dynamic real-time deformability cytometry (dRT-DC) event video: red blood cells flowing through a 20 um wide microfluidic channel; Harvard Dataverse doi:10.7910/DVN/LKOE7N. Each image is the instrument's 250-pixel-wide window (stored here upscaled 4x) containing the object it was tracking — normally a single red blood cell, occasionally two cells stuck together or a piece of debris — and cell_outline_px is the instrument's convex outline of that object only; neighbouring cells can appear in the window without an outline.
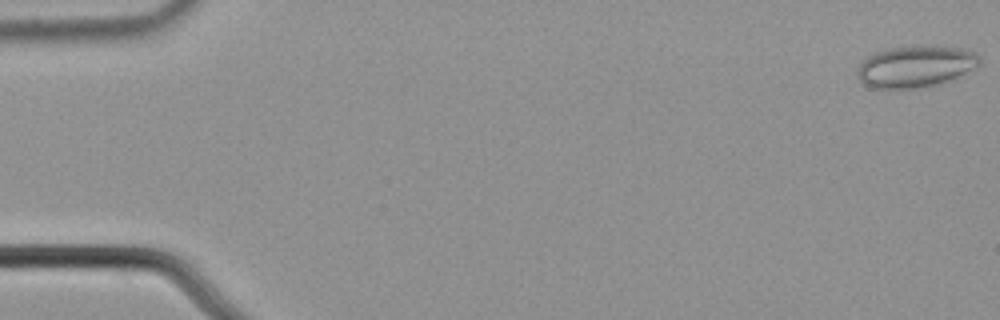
{"species": "common noctule bat (a hibernating species)", "species_latin": "Nyctalus noctula", "temperature_condition": "cold", "stored_images_in_passage": 4, "camera_frame_rate_fps": 3000, "um_per_image_px": 0.085, "animal": {"sex": "male", "body_mass_g": 21.5, "forearm_length_mm": 52.0}, "frame": {"image": 1, "passage_image": 1, "time_ms": 0.0, "image_size_px": [1000, 320], "cell_outline_px": [[980, 64], [956, 80], [928, 88], [872, 88], [864, 84], [860, 80], [860, 64], [868, 56], [884, 48], [916, 44], [924, 44], [960, 48], [976, 52], [980, 56]], "centroid_in_image_um": [77.91, 5.64], "position_along_channel_um": 7.1, "area_um2": 30.46}}